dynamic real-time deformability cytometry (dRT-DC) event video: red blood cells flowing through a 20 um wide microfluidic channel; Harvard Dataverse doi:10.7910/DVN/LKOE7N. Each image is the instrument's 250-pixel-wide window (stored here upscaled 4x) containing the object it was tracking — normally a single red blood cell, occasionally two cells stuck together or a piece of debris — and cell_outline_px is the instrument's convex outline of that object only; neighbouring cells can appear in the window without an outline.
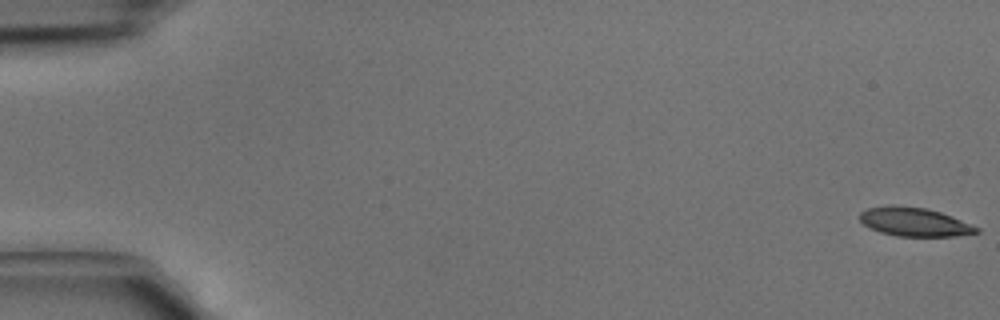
{"species": "common noctule bat (a hibernating species)", "species_latin": "Nyctalus noctula", "temperature_condition": "cold", "stored_images_in_passage": 5, "camera_frame_rate_fps": 3000, "um_per_image_px": 0.085, "animal": {"sex": "male", "body_mass_g": 15.6}, "frame": {"image": 1, "passage_image": 1, "time_ms": 0.0, "image_size_px": [1000, 320], "cell_outline_px": [[980, 232], [956, 236], [896, 236], [880, 232], [864, 224], [860, 220], [860, 212], [868, 208], [892, 204], [924, 208], [940, 212], [980, 228]], "centroid_in_image_um": [77.71, 18.86], "position_along_channel_um": 7.3, "area_um2": 19.36}}
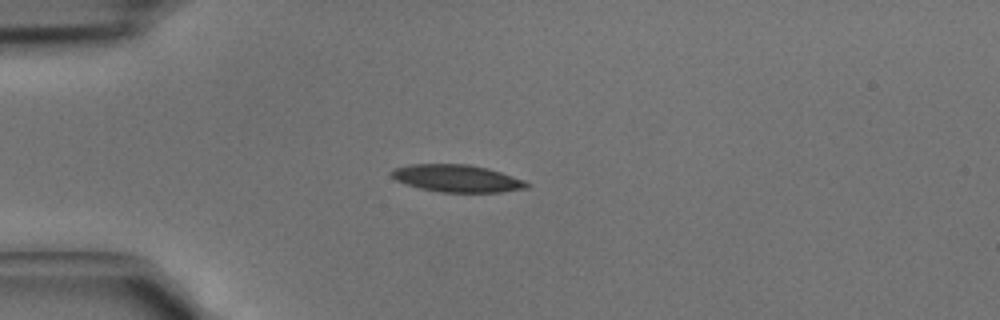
{"frame": {"image": 2, "passage_image": 4, "time_ms": 1.0, "image_size_px": [1000, 320], "cell_outline_px": [[532, 184], [528, 188], [500, 192], [440, 192], [420, 188], [396, 180], [388, 172], [392, 168], [408, 164], [468, 164], [488, 168], [524, 180]], "centroid_in_image_um": [38.83, 15.15], "position_along_channel_um": 46.2, "area_um2": 21.62}}